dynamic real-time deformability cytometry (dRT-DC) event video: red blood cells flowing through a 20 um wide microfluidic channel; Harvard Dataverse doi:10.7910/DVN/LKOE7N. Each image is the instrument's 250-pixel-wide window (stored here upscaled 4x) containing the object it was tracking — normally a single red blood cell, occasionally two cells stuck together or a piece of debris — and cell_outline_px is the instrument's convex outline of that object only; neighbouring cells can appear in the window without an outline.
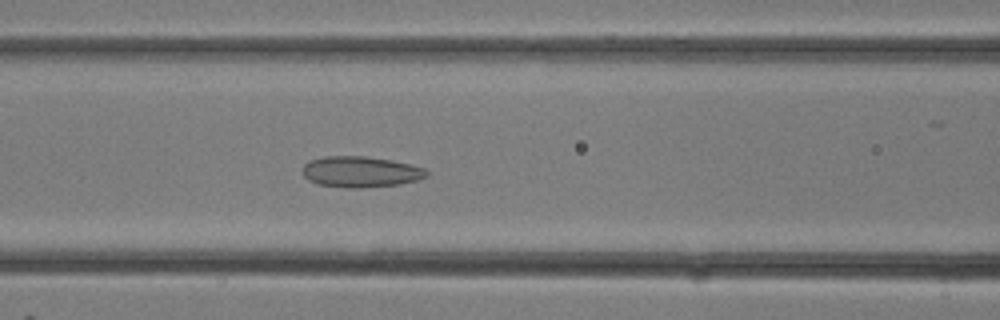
{"species": "common noctule bat (a hibernating species)", "species_latin": "Nyctalus noctula", "temperature_condition": "room temperature", "stored_images_in_passage": 19, "camera_frame_rate_fps": 3000, "um_per_image_px": 0.085, "animal": {"sex": "female"}, "frame": {"image": 1, "passage_image": 12, "time_ms": 3.667, "image_size_px": [1000, 320], "cell_outline_px": [[428, 176], [416, 180], [400, 184], [364, 188], [348, 188], [316, 184], [308, 180], [300, 172], [304, 164], [308, 160], [324, 156], [364, 156], [392, 160], [424, 168], [428, 172]], "centroid_in_image_um": [30.59, 14.61], "position_along_channel_um": 136.0, "area_um2": 22.6}}
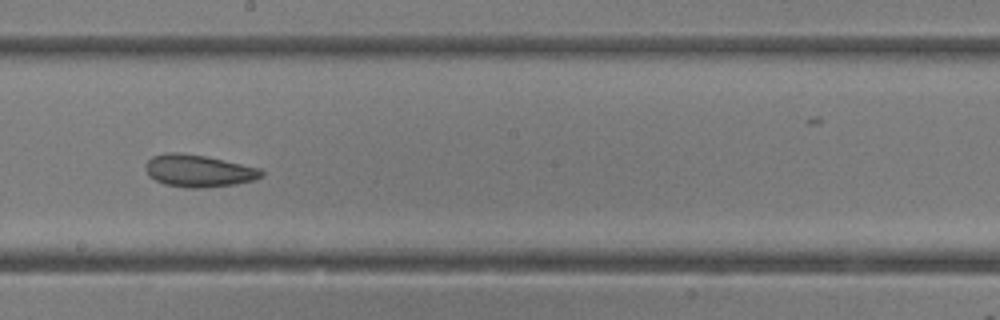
{"frame": {"image": 2, "passage_image": 16, "time_ms": 5.0, "image_size_px": [1000, 320], "cell_outline_px": [[264, 176], [256, 180], [236, 184], [204, 188], [188, 188], [164, 184], [148, 176], [144, 168], [144, 164], [152, 156], [168, 152], [180, 152], [204, 156], [260, 168], [264, 172]], "centroid_in_image_um": [16.87, 14.53], "position_along_channel_um": 231.3, "area_um2": 21.96}}
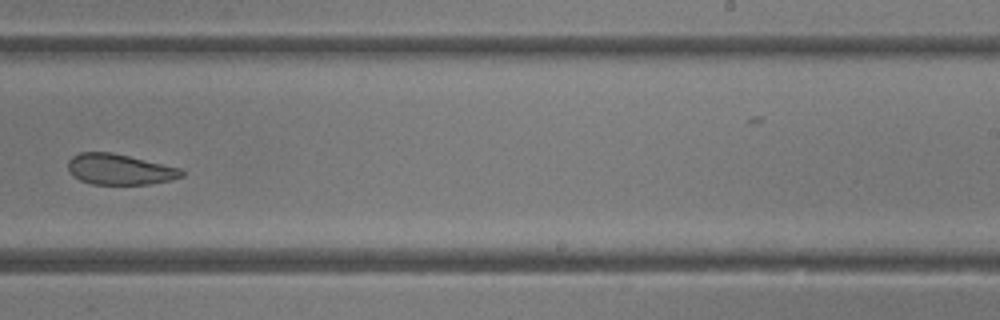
{"frame": {"image": 3, "passage_image": 18, "time_ms": 5.667, "image_size_px": [1000, 320], "cell_outline_px": [[184, 176], [152, 184], [92, 184], [80, 180], [72, 176], [68, 172], [68, 160], [72, 156], [80, 152], [112, 152], [180, 168], [184, 172]], "centroid_in_image_um": [10.13, 14.39], "position_along_channel_um": 278.9, "area_um2": 20.35}}